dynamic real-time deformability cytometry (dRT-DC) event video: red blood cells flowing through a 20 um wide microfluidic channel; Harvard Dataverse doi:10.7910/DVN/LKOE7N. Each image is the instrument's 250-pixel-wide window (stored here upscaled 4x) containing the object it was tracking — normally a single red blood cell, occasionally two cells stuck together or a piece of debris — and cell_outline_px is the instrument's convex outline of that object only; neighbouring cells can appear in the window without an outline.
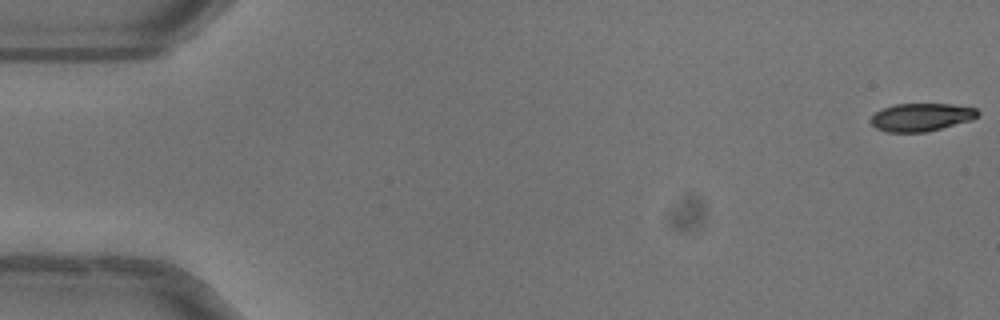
{"species": "common noctule bat (a hibernating species)", "species_latin": "Nyctalus noctula", "temperature_condition": "warm", "stored_images_in_passage": 52, "camera_frame_rate_fps": 3000, "um_per_image_px": 0.085, "animal": {"sex": "female"}, "frame": {"image": 1, "passage_image": 1, "time_ms": 0.0, "image_size_px": [1000, 320], "cell_outline_px": [[980, 112], [972, 120], [924, 132], [888, 132], [876, 128], [868, 120], [876, 112], [884, 108], [896, 104], [952, 104], [976, 108]], "centroid_in_image_um": [78.3, 9.96], "position_along_channel_um": 6.7, "area_um2": 17.28}}
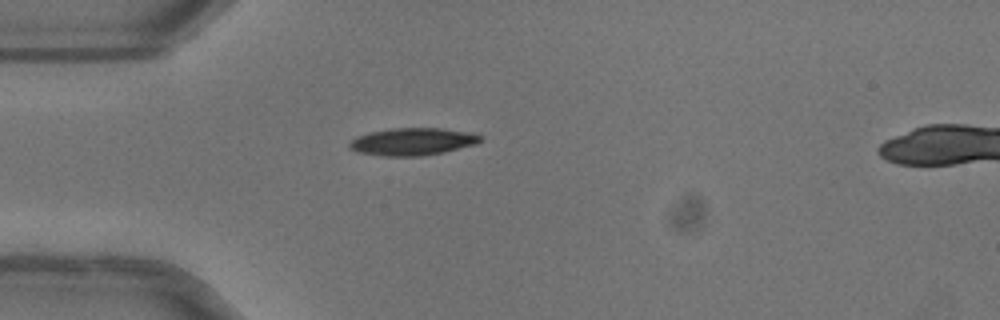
{"frame": {"image": 2, "passage_image": 15, "time_ms": 4.667, "image_size_px": [1000, 320], "cell_outline_px": [[484, 140], [476, 144], [444, 152], [420, 156], [380, 156], [356, 152], [348, 148], [348, 144], [356, 136], [368, 132], [392, 128], [444, 128], [480, 132], [484, 136]], "centroid_in_image_um": [35.14, 12.02], "position_along_channel_um": 49.9, "area_um2": 21.56}}
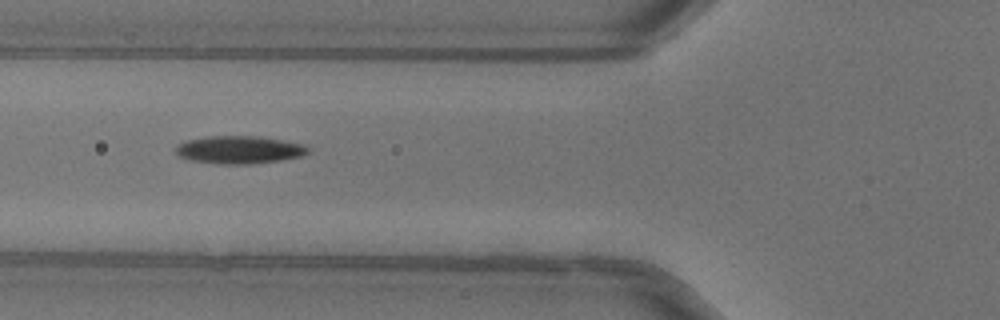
{"frame": {"image": 3, "passage_image": 20, "time_ms": 6.333, "image_size_px": [1000, 320], "cell_outline_px": [[312, 148], [308, 152], [300, 156], [280, 160], [248, 164], [216, 164], [192, 160], [180, 156], [176, 152], [176, 144], [188, 140], [208, 136], [260, 136], [304, 144]], "centroid_in_image_um": [20.35, 12.72], "position_along_channel_um": 105.4, "area_um2": 21.39}, "authors_computed_cell_mechanics": {"area_um2": 20.0566, "velocity_mm_per_s": 4.0429, "shape_relaxation_time_tau1_ms": 4.3682, "shape_relaxation_time_tau2_ms": null, "deformation_change_tau1": 0.1743, "deformation_change_tau2": null}}